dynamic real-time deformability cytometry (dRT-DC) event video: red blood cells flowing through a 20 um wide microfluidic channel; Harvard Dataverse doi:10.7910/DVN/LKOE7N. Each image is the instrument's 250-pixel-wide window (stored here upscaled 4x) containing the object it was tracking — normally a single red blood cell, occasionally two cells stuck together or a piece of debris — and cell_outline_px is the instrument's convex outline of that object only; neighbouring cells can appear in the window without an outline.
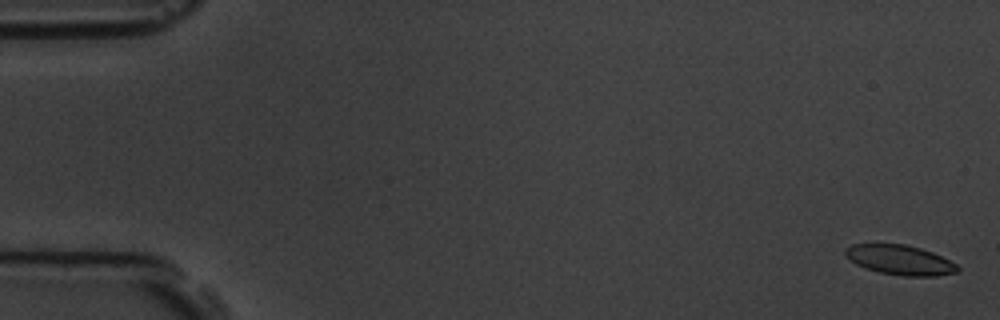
{"species": "common noctule bat (a hibernating species)", "species_latin": "Nyctalus noctula", "temperature_condition": "room temperature", "stored_images_in_passage": 5, "camera_frame_rate_fps": 3000, "um_per_image_px": 0.085, "animal": {"sex": "male", "body_mass_g": 19.5, "forearm_length_mm": 54.6}, "frame": {"image": 1, "passage_image": 1, "time_ms": 0.0, "image_size_px": [1000, 320], "cell_outline_px": [[960, 268], [956, 272], [936, 276], [904, 276], [880, 272], [864, 268], [856, 264], [844, 252], [844, 248], [852, 244], [904, 244], [920, 248], [932, 252], [956, 264]], "centroid_in_image_um": [76.49, 22.09], "position_along_channel_um": 8.5, "area_um2": 19.25}}
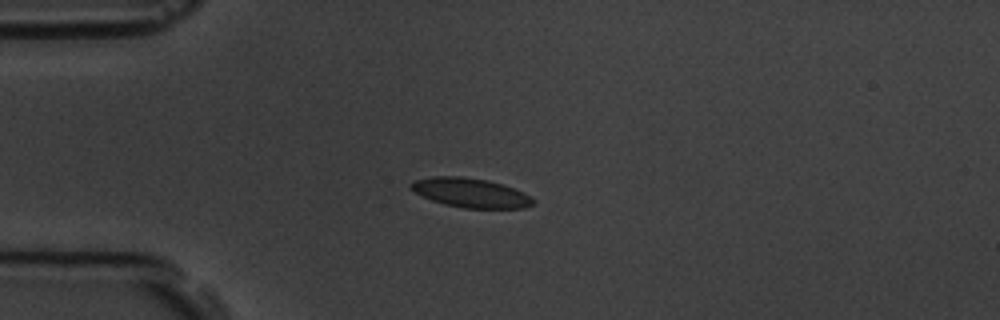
{"frame": {"image": 2, "passage_image": 5, "time_ms": 4.333, "image_size_px": [1000, 320], "cell_outline_px": [[536, 200], [532, 204], [524, 208], [464, 208], [444, 204], [432, 200], [408, 188], [408, 184], [412, 180], [432, 176], [460, 176], [488, 180], [524, 192]], "centroid_in_image_um": [39.96, 16.38], "position_along_channel_um": 45.0, "area_um2": 20.87}}